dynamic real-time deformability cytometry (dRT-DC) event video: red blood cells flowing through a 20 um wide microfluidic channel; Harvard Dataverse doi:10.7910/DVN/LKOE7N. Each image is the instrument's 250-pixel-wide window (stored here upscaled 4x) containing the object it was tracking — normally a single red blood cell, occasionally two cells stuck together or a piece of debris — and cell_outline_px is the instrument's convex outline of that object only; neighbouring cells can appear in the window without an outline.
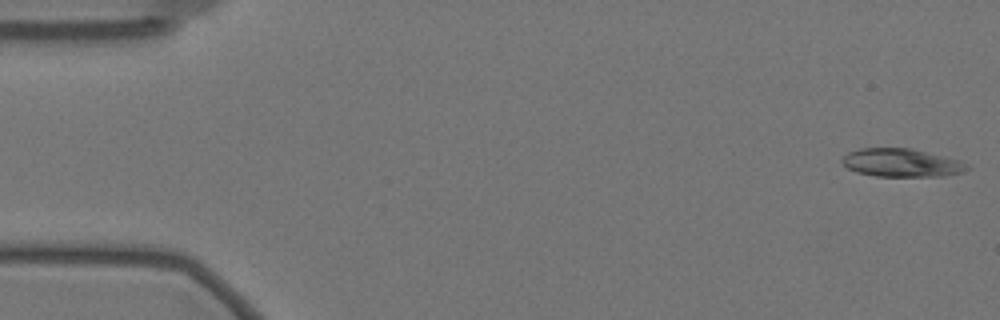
{"species": "Egyptian fruit bat (a non-hibernating species)", "species_latin": "Rousettus aegyptiacus", "temperature_condition": "warm", "stored_images_in_passage": 55, "camera_frame_rate_fps": 3000, "um_per_image_px": 0.085, "animal": {"sex": "female"}, "frame": {"image": 1, "passage_image": 1, "time_ms": 0.0, "image_size_px": [1000, 320], "cell_outline_px": [[968, 168], [964, 172], [944, 176], [876, 176], [856, 172], [848, 168], [840, 160], [848, 152], [860, 148], [912, 148], [956, 160], [968, 164]], "centroid_in_image_um": [76.59, 13.84], "position_along_channel_um": 8.4, "area_um2": 20.35}}
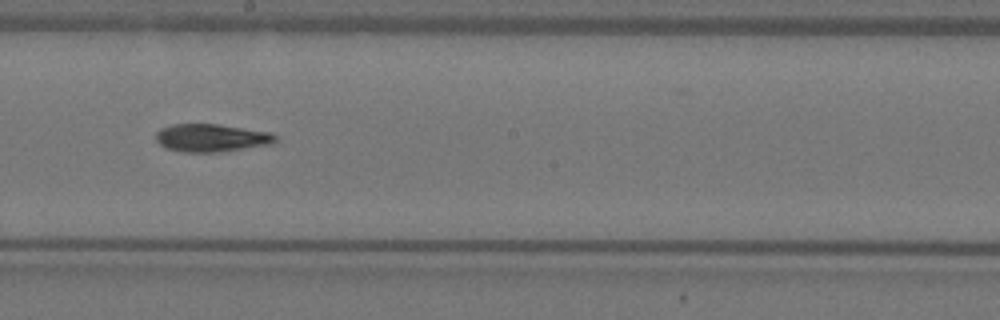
{"frame": {"image": 2, "passage_image": 31, "time_ms": 10.0, "image_size_px": [1000, 320], "cell_outline_px": [[276, 140], [272, 144], [220, 152], [184, 152], [168, 148], [160, 144], [156, 140], [156, 132], [160, 128], [172, 124], [216, 124], [272, 132], [276, 136]], "centroid_in_image_um": [17.97, 11.71], "position_along_channel_um": 230.2, "area_um2": 19.36}}
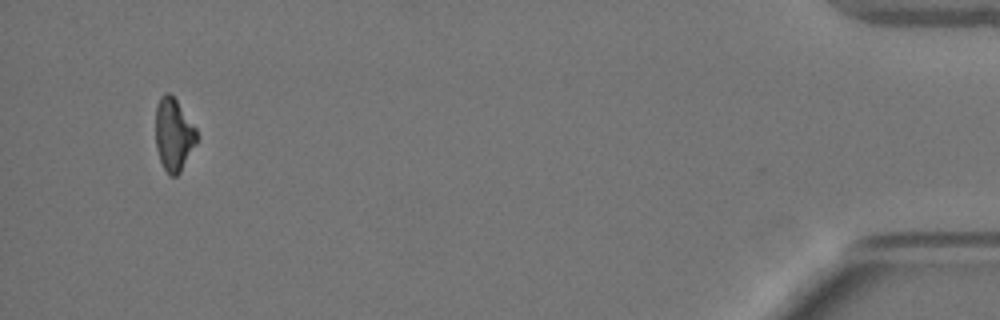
{"frame": {"image": 3, "passage_image": 54, "time_ms": 17.667, "image_size_px": [1000, 320], "cell_outline_px": [[200, 136], [180, 172], [176, 176], [168, 176], [160, 160], [156, 148], [156, 104], [160, 96], [164, 92], [168, 92], [176, 100], [196, 128]], "centroid_in_image_um": [14.76, 11.44], "position_along_channel_um": 420.4, "area_um2": 17.51}, "authors_computed_cell_mechanics": {"area_um2": 19.3052, "velocity_mm_per_s": 3.5166, "shape_relaxation_time_tau1_ms": 11.2432, "shape_relaxation_time_tau2_ms": null, "deformation_change_tau1": 0.2622, "deformation_change_tau2": null}}